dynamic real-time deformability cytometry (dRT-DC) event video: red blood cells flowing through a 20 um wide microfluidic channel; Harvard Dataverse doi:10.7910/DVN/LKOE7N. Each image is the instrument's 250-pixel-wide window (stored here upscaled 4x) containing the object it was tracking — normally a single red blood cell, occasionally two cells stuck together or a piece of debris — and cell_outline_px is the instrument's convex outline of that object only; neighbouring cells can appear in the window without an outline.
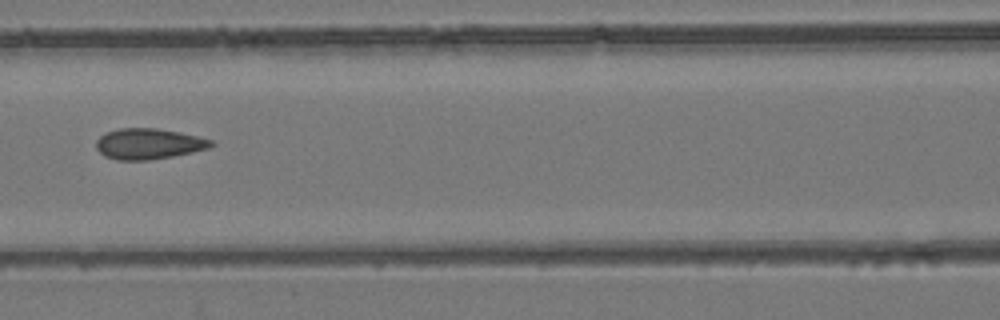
{"species": "common noctule bat (a hibernating species)", "species_latin": "Nyctalus noctula", "temperature_condition": "room temperature", "stored_images_in_passage": 3, "camera_frame_rate_fps": 3000, "um_per_image_px": 0.085, "animal": {"sex": "female", "body_mass_g": 24.6, "forearm_length_mm": 56.2}, "frame": {"image": 1, "passage_image": 3, "time_ms": 2.333, "image_size_px": [1000, 320], "cell_outline_px": [[216, 144], [208, 148], [192, 152], [172, 156], [148, 160], [116, 160], [104, 156], [96, 148], [96, 140], [104, 132], [120, 128], [156, 128], [180, 132], [200, 136], [212, 140]], "centroid_in_image_um": [12.63, 12.22], "position_along_channel_um": 154.0, "area_um2": 20.75}}